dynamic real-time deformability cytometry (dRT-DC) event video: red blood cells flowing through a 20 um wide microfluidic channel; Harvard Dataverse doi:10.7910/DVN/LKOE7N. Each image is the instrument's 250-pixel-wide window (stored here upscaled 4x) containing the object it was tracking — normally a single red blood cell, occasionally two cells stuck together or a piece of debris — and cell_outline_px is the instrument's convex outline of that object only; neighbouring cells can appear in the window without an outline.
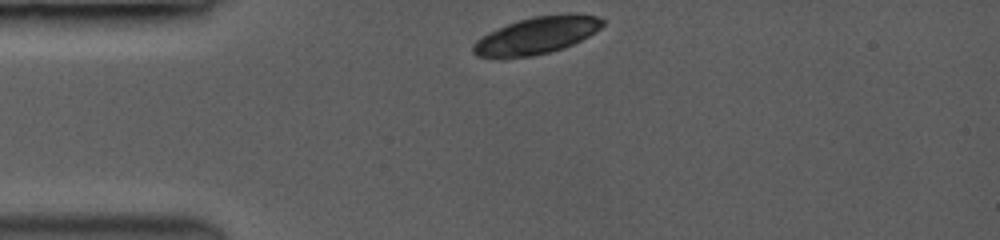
{"species": "common noctule bat (a hibernating species)", "species_latin": "Nyctalus noctula", "temperature_condition": "room temperature", "stored_images_in_passage": 39, "camera_frame_rate_fps": 3500, "um_per_image_px": 0.085, "animal": {"sex": "female", "body_mass_g": 19.0, "forearm_length_mm": 53.3}, "frame": {"image": 1, "passage_image": 1, "time_ms": 0.0, "image_size_px": [1000, 240], "cell_outline_px": [[604, 24], [600, 28], [588, 36], [572, 44], [548, 52], [532, 56], [476, 56], [472, 52], [472, 44], [476, 40], [488, 32], [508, 24], [532, 16], [596, 16], [604, 20]], "centroid_in_image_um": [45.55, 3.03], "position_along_channel_um": 39.5, "area_um2": 26.65}}
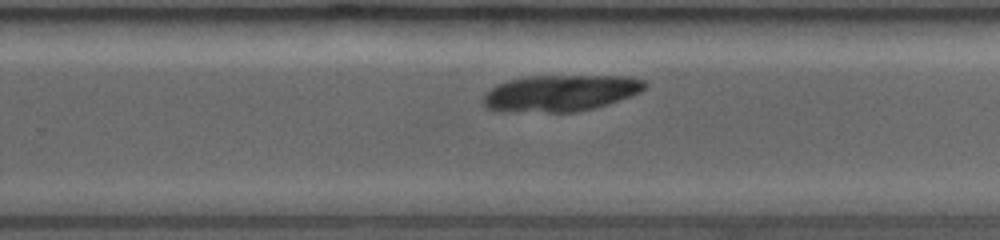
{"frame": {"image": 2, "passage_image": 25, "time_ms": 6.857, "image_size_px": [1000, 240], "cell_outline_px": [[648, 84], [640, 92], [592, 108], [572, 112], [548, 112], [488, 108], [484, 104], [484, 96], [492, 88], [508, 80], [532, 76], [628, 76], [644, 80]], "centroid_in_image_um": [47.7, 7.88], "position_along_channel_um": 282.1, "area_um2": 33.18}}
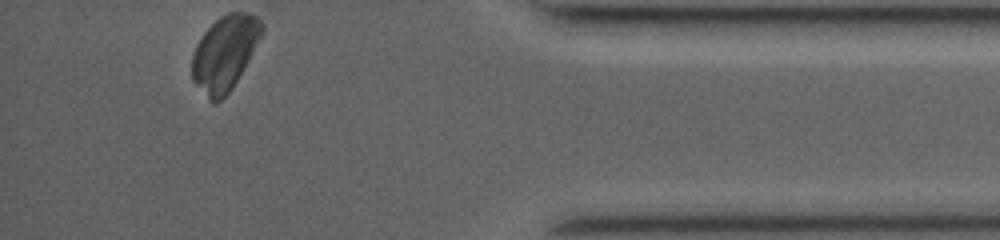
{"frame": {"image": 3, "passage_image": 39, "time_ms": 10.857, "image_size_px": [1000, 240], "cell_outline_px": [[260, 36], [248, 60], [232, 88], [216, 104], [212, 104], [208, 100], [192, 80], [192, 56], [196, 44], [204, 32], [220, 16], [228, 12], [244, 12], [256, 16], [260, 20]], "centroid_in_image_um": [19.04, 4.54], "position_along_channel_um": 416.2, "area_um2": 29.82}}